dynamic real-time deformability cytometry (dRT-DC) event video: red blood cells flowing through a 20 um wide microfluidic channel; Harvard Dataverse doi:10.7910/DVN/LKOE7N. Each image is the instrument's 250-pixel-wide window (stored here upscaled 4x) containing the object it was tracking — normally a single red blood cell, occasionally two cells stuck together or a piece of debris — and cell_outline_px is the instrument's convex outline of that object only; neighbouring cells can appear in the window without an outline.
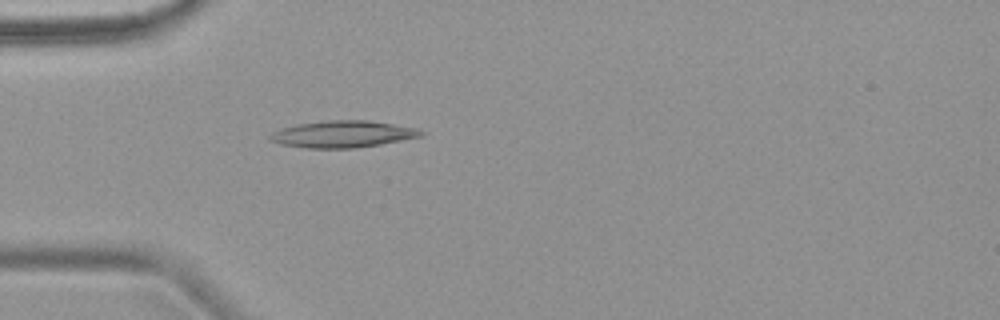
{"species": "common noctule bat (a hibernating species)", "species_latin": "Nyctalus noctula", "temperature_condition": "warm", "stored_images_in_passage": 4, "camera_frame_rate_fps": 3000, "um_per_image_px": 0.085, "animal": {"sex": "female", "body_mass_g": 18.4}, "frame": {"image": 1, "passage_image": 4, "time_ms": 5.0, "image_size_px": [1000, 320], "cell_outline_px": [[428, 132], [424, 136], [380, 144], [356, 148], [308, 148], [280, 144], [272, 140], [268, 136], [272, 132], [280, 128], [296, 124], [328, 120], [368, 120], [420, 128]], "centroid_in_image_um": [29.2, 11.39], "position_along_channel_um": 55.8, "area_um2": 23.81}}